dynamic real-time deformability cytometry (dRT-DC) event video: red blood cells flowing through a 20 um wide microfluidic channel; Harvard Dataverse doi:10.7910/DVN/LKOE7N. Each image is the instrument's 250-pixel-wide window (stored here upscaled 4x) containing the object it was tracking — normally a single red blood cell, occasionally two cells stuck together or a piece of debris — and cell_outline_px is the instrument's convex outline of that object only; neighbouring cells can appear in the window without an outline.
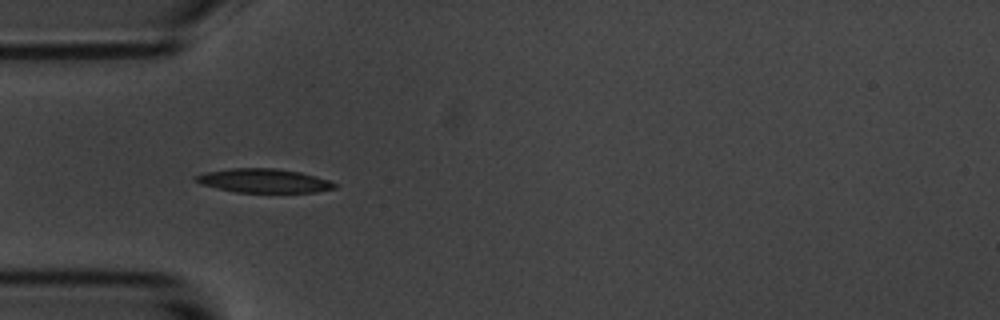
{"species": "common noctule bat (a hibernating species)", "species_latin": "Nyctalus noctula", "temperature_condition": "room temperature", "stored_images_in_passage": 12, "camera_frame_rate_fps": 3000, "um_per_image_px": 0.085, "animal": {"sex": "male", "body_mass_g": 20.1, "forearm_length_mm": 53.5}, "frame": {"image": 1, "passage_image": 6, "time_ms": 1.667, "image_size_px": [1000, 320], "cell_outline_px": [[336, 188], [316, 192], [236, 192], [216, 188], [200, 184], [192, 176], [208, 172], [228, 168], [276, 168], [300, 172], [316, 176], [328, 180], [336, 184]], "centroid_in_image_um": [22.41, 15.36], "position_along_channel_um": 62.6, "area_um2": 19.31}}